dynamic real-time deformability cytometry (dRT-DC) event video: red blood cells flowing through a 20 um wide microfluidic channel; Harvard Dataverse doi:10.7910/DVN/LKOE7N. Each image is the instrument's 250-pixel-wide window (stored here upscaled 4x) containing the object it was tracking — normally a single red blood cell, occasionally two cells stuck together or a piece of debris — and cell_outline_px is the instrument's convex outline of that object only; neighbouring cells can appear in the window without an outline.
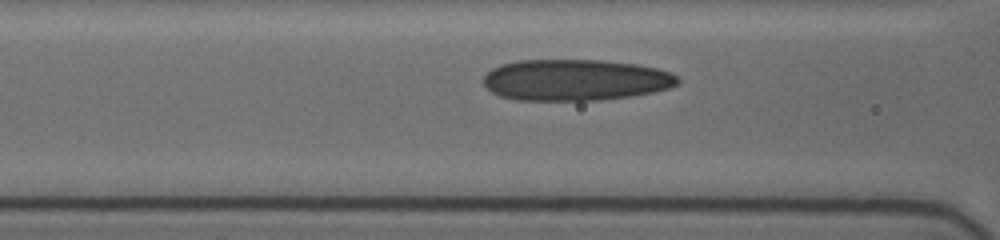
{"species": "human", "species_latin": "Homo sapiens", "temperature_condition": "cold", "stored_images_in_passage": 7, "camera_frame_rate_fps": 3000, "um_per_image_px": 0.085, "donor": {"sex": "female"}, "frame": {"image": 1, "passage_image": 5, "time_ms": 2.333, "image_size_px": [1000, 240], "cell_outline_px": [[680, 84], [668, 88], [652, 92], [628, 96], [596, 100], [516, 100], [500, 96], [492, 92], [484, 84], [484, 76], [492, 68], [500, 64], [516, 60], [600, 60], [636, 64], [656, 68], [668, 72], [676, 76], [680, 80]], "centroid_in_image_um": [48.88, 6.79], "position_along_channel_um": 117.7, "area_um2": 46.64}}